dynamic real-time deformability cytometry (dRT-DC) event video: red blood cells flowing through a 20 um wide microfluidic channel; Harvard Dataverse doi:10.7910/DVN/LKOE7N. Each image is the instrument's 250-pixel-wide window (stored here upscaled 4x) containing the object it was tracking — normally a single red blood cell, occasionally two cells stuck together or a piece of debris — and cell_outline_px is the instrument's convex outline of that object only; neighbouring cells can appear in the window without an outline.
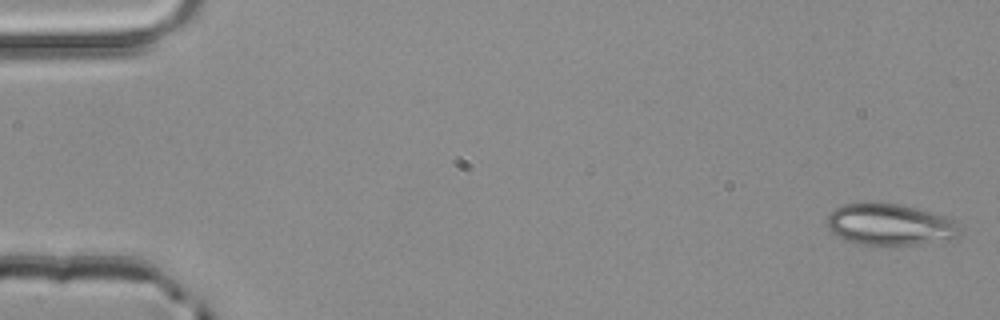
{"species": "common noctule bat (a hibernating species)", "species_latin": "Nyctalus noctula", "temperature_condition": "room temperature", "stored_images_in_passage": 4, "camera_frame_rate_fps": 3000, "um_per_image_px": 0.085, "animal": {"sex": "male", "body_mass_g": 20.4}, "frame": {"image": 1, "passage_image": 1, "time_ms": 0.0, "image_size_px": [1000, 320], "cell_outline_px": [[960, 236], [944, 244], [904, 248], [856, 244], [844, 240], [832, 232], [828, 228], [828, 216], [836, 208], [844, 204], [860, 200], [872, 200], [900, 204], [916, 208], [944, 216], [952, 220], [956, 224], [960, 232]], "centroid_in_image_um": [75.69, 19.14], "position_along_channel_um": 9.3, "area_um2": 34.22}}